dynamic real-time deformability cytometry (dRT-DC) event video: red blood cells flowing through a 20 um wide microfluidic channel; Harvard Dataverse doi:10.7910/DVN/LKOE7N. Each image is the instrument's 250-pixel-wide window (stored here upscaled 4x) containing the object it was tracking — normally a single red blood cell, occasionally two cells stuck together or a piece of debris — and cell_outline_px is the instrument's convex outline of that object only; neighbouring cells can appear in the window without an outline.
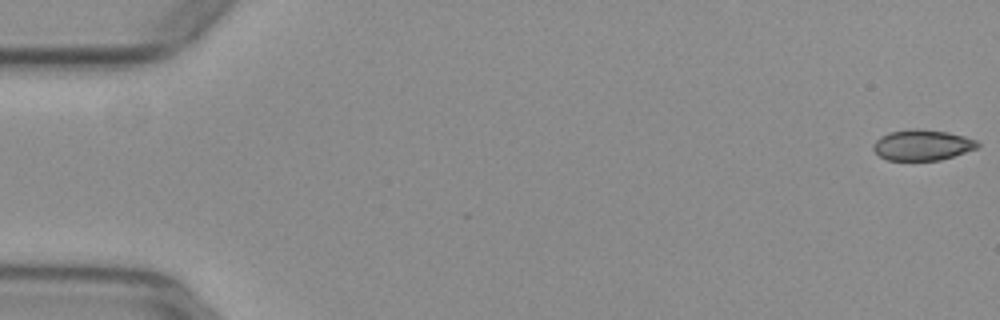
{"species": "common noctule bat (a hibernating species)", "species_latin": "Nyctalus noctula", "temperature_condition": "warm", "stored_images_in_passage": 53, "camera_frame_rate_fps": 3000, "um_per_image_px": 0.085, "animal": {"sex": "female", "body_mass_g": 29.2, "forearm_length_mm": 56.3}, "frame": {"image": 1, "passage_image": 1, "time_ms": 0.0, "image_size_px": [1000, 320], "cell_outline_px": [[980, 144], [976, 148], [940, 160], [888, 160], [880, 156], [872, 148], [872, 144], [880, 136], [888, 132], [912, 128], [920, 128], [948, 132], [964, 136], [976, 140]], "centroid_in_image_um": [78.36, 12.31], "position_along_channel_um": 6.6, "area_um2": 18.67}}
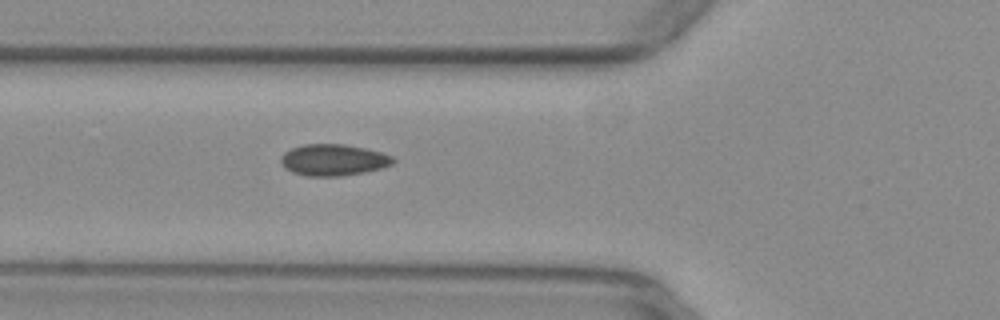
{"frame": {"image": 2, "passage_image": 20, "time_ms": 6.333, "image_size_px": [1000, 320], "cell_outline_px": [[396, 160], [392, 164], [384, 168], [364, 172], [340, 176], [308, 176], [292, 172], [280, 160], [280, 156], [284, 152], [292, 148], [304, 144], [344, 144], [364, 148], [380, 152], [392, 156]], "centroid_in_image_um": [28.36, 13.59], "position_along_channel_um": 97.4, "area_um2": 20.46}}
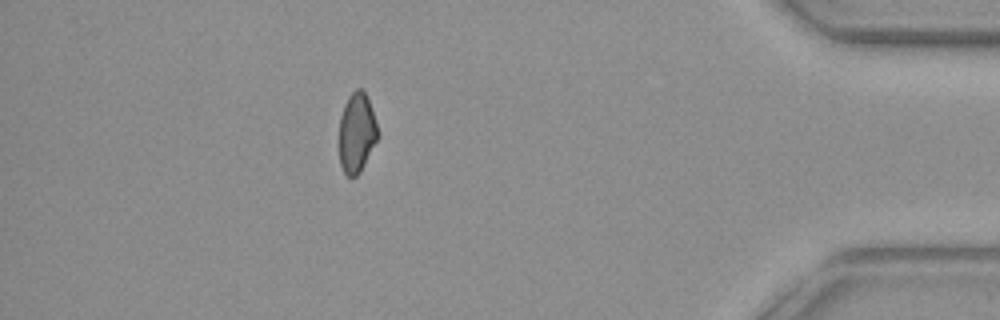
{"frame": {"image": 3, "passage_image": 47, "time_ms": 15.333, "image_size_px": [1000, 320], "cell_outline_px": [[380, 132], [360, 172], [356, 176], [348, 176], [344, 172], [340, 164], [340, 116], [344, 104], [348, 96], [356, 88], [360, 88], [364, 92], [368, 100]], "centroid_in_image_um": [30.32, 11.26], "position_along_channel_um": 404.9, "area_um2": 17.69}, "authors_computed_cell_mechanics": {"area_um2": 19.5364, "velocity_mm_per_s": 3.9616, "shape_relaxation_time_tau1_ms": null, "shape_relaxation_time_tau2_ms": 2.018, "deformation_change_tau1": null, "deformation_change_tau2": 0.041}}